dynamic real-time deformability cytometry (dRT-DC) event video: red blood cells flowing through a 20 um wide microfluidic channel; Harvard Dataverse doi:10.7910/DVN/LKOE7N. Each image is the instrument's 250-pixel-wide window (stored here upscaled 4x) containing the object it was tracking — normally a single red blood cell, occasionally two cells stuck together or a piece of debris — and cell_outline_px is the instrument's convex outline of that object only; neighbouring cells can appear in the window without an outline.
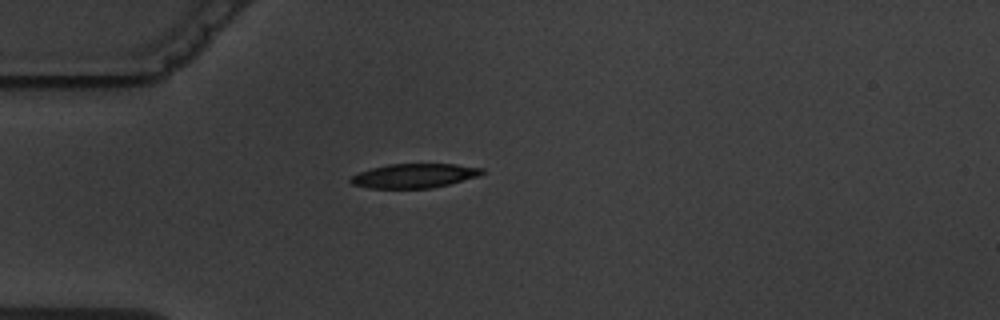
{"species": "common noctule bat (a hibernating species)", "species_latin": "Nyctalus noctula", "temperature_condition": "warm", "stored_images_in_passage": 1, "camera_frame_rate_fps": 3000, "um_per_image_px": 0.085, "animal": {"sex": "male", "body_mass_g": 19.5, "forearm_length_mm": 54.6}, "frame": {"image": 1, "passage_image": 1, "time_ms": 0.0, "image_size_px": [1000, 320], "cell_outline_px": [[484, 172], [480, 176], [432, 188], [368, 188], [352, 184], [348, 180], [352, 176], [360, 172], [372, 168], [388, 164], [456, 164], [484, 168]], "centroid_in_image_um": [35.23, 14.94], "position_along_channel_um": 49.8, "area_um2": 18.55}}